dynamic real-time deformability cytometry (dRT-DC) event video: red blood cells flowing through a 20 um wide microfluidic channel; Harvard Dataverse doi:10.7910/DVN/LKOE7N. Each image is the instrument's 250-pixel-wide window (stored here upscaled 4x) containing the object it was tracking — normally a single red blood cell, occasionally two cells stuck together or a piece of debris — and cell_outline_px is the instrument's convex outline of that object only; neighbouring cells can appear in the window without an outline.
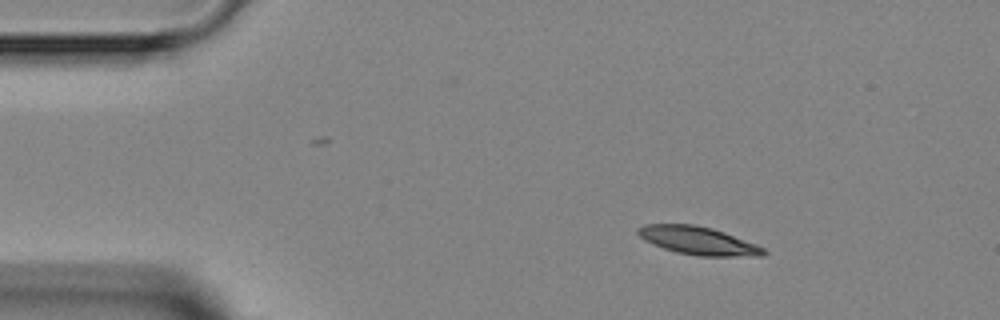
{"species": "Egyptian fruit bat (a non-hibernating species)", "species_latin": "Rousettus aegyptiacus", "temperature_condition": "room temperature", "stored_images_in_passage": 5, "camera_frame_rate_fps": 3000, "um_per_image_px": 0.085, "animal": {"sex": "female"}, "frame": {"image": 1, "passage_image": 2, "time_ms": 1.333, "image_size_px": [1000, 320], "cell_outline_px": [[768, 252], [764, 256], [696, 256], [676, 252], [664, 248], [644, 240], [636, 232], [636, 228], [644, 224], [692, 224], [712, 228], [724, 232], [756, 244], [764, 248]], "centroid_in_image_um": [59.34, 20.46], "position_along_channel_um": 25.7, "area_um2": 20.58}}
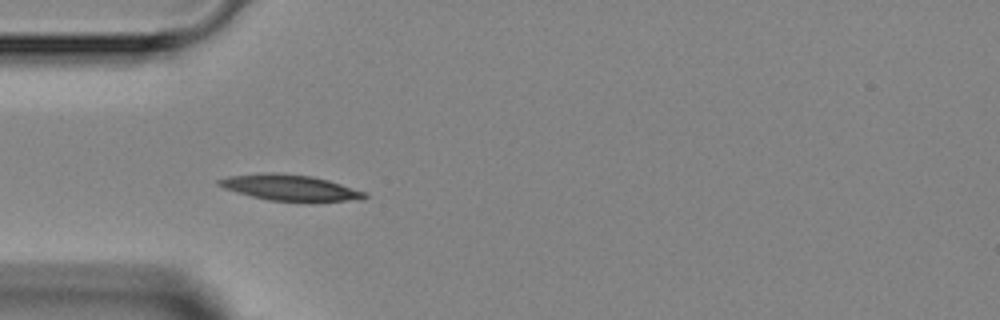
{"frame": {"image": 2, "passage_image": 4, "time_ms": 3.667, "image_size_px": [1000, 320], "cell_outline_px": [[368, 196], [360, 200], [268, 200], [252, 196], [224, 188], [216, 184], [216, 180], [228, 176], [264, 172], [276, 172], [312, 176], [328, 180], [368, 192]], "centroid_in_image_um": [24.63, 15.92], "position_along_channel_um": 60.4, "area_um2": 21.68}}
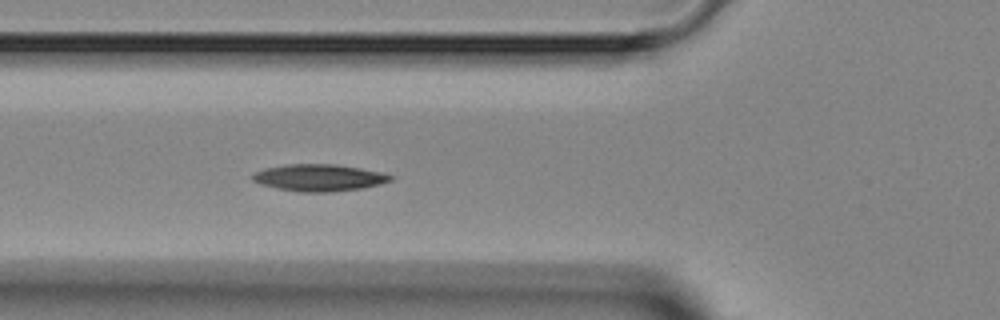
{"frame": {"image": 3, "passage_image": 5, "time_ms": 4.667, "image_size_px": [1000, 320], "cell_outline_px": [[396, 176], [392, 180], [380, 184], [360, 188], [328, 192], [300, 192], [276, 188], [260, 184], [252, 180], [252, 176], [256, 172], [264, 168], [288, 164], [336, 164], [360, 168], [380, 172]], "centroid_in_image_um": [27.12, 15.1], "position_along_channel_um": 98.7, "area_um2": 21.56}}